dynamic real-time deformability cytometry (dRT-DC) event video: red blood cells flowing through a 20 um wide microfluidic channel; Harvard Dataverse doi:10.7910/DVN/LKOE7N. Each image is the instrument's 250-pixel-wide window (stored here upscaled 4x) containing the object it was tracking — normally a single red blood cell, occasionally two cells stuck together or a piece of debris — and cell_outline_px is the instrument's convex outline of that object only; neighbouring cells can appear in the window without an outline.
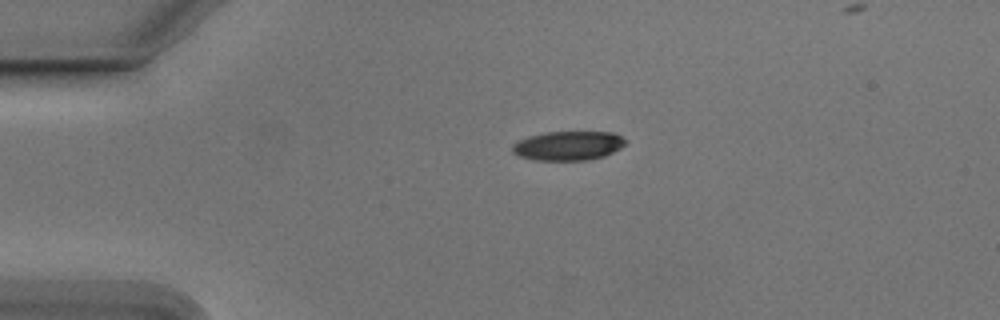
{"species": "Egyptian fruit bat (a non-hibernating species)", "species_latin": "Rousettus aegyptiacus", "temperature_condition": "cold", "stored_images_in_passage": 37, "camera_frame_rate_fps": 3000, "um_per_image_px": 0.085, "animal": {"sex": "male"}, "frame": {"image": 1, "passage_image": 1, "time_ms": 0.0, "image_size_px": [1000, 320], "cell_outline_px": [[628, 140], [620, 148], [604, 156], [588, 160], [536, 160], [520, 156], [512, 152], [512, 144], [528, 136], [544, 132], [612, 132]], "centroid_in_image_um": [48.29, 12.38], "position_along_channel_um": 36.7, "area_um2": 19.19}}
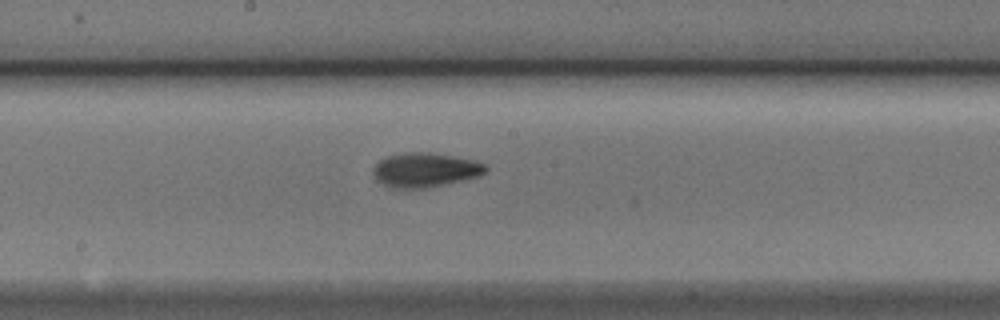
{"frame": {"image": 2, "passage_image": 18, "time_ms": 5.667, "image_size_px": [1000, 320], "cell_outline_px": [[488, 168], [480, 176], [448, 184], [424, 188], [388, 188], [380, 184], [376, 180], [372, 172], [372, 168], [380, 160], [388, 156], [408, 152], [420, 152], [448, 156], [472, 160], [488, 164]], "centroid_in_image_um": [36.1, 14.47], "position_along_channel_um": 212.1, "area_um2": 22.48}}
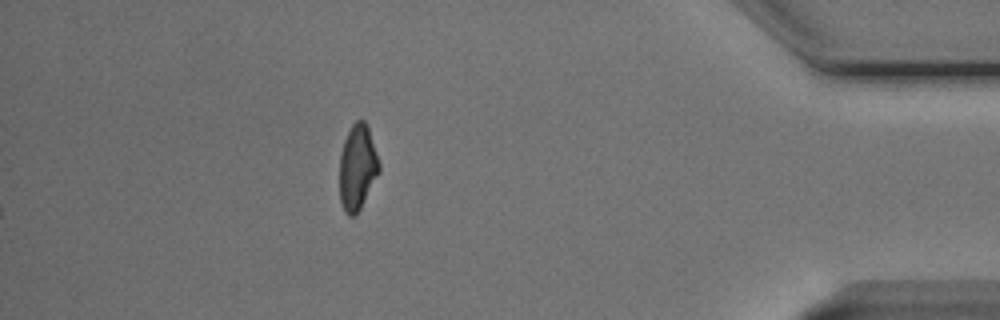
{"frame": {"image": 3, "passage_image": 37, "time_ms": 12.0, "image_size_px": [1000, 320], "cell_outline_px": [[380, 172], [360, 208], [352, 216], [348, 216], [344, 212], [340, 200], [340, 156], [344, 140], [352, 124], [356, 120], [364, 120], [368, 128], [380, 164]], "centroid_in_image_um": [30.38, 14.23], "position_along_channel_um": 404.8, "area_um2": 19.48}, "authors_computed_cell_mechanics": {"area_um2": 20.4612, "velocity_mm_per_s": 3.7885, "shape_relaxation_time_tau1_ms": 2.6113, "shape_relaxation_time_tau2_ms": 2.9791, "deformation_change_tau1": 0.1173, "deformation_change_tau2": 0.0925}}